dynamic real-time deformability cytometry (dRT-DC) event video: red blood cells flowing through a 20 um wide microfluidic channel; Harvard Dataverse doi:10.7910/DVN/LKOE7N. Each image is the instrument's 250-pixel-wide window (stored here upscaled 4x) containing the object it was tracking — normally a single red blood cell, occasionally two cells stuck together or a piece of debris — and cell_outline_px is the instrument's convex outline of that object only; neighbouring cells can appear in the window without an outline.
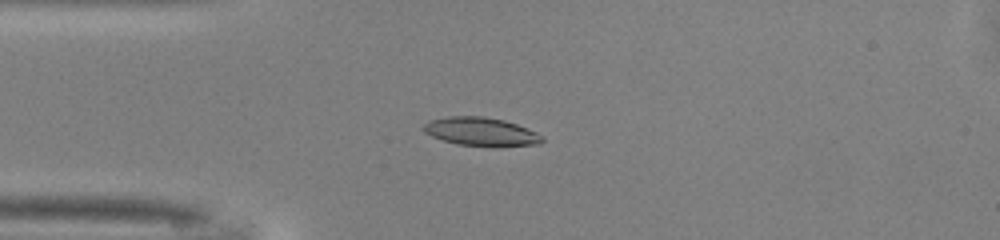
{"species": "common noctule bat (a hibernating species)", "species_latin": "Nyctalus noctula", "temperature_condition": "warm", "stored_images_in_passage": 48, "camera_frame_rate_fps": 3000, "um_per_image_px": 0.085, "animal": {"sex": "male", "body_mass_g": 13.0, "forearm_length_mm": 53.1}, "frame": {"image": 1, "passage_image": 11, "time_ms": 3.333, "image_size_px": [1000, 240], "cell_outline_px": [[544, 140], [540, 144], [492, 148], [456, 144], [432, 136], [424, 132], [424, 124], [428, 120], [448, 116], [484, 116], [504, 120], [528, 128], [544, 136]], "centroid_in_image_um": [40.93, 11.21], "position_along_channel_um": 44.1, "area_um2": 20.17}}
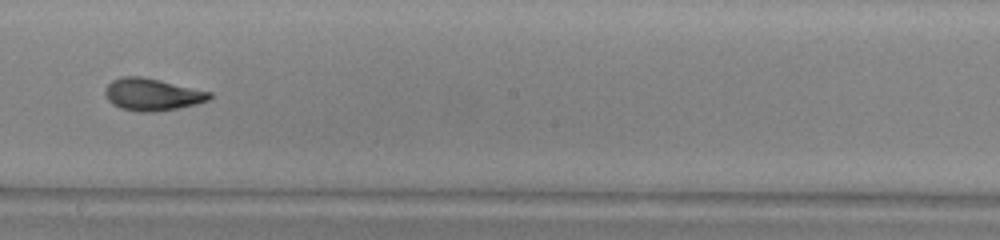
{"frame": {"image": 2, "passage_image": 26, "time_ms": 8.333, "image_size_px": [1000, 240], "cell_outline_px": [[212, 96], [208, 100], [196, 104], [156, 112], [140, 112], [120, 108], [112, 104], [108, 100], [104, 92], [104, 88], [112, 80], [120, 76], [140, 76], [160, 80], [212, 92]], "centroid_in_image_um": [12.91, 8.02], "position_along_channel_um": 235.3, "area_um2": 19.65}}
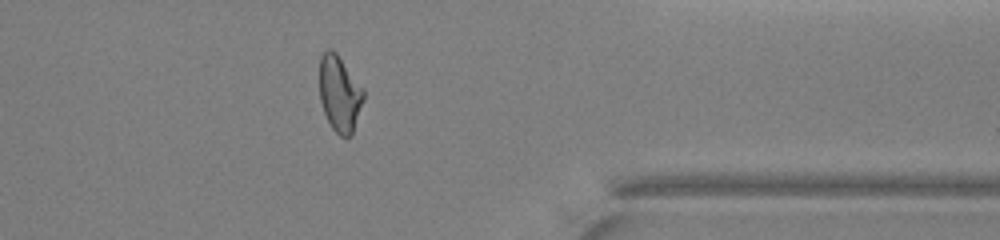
{"frame": {"image": 3, "passage_image": 38, "time_ms": 12.333, "image_size_px": [1000, 240], "cell_outline_px": [[364, 100], [352, 136], [340, 136], [332, 128], [324, 112], [320, 100], [320, 56], [328, 48], [332, 48], [336, 52], [364, 88]], "centroid_in_image_um": [28.88, 7.95], "position_along_channel_um": 382.5, "area_um2": 19.65}, "authors_computed_cell_mechanics": {"area_um2": 19.3341, "velocity_mm_per_s": 4.1264, "shape_relaxation_time_tau1_ms": 5.8103, "shape_relaxation_time_tau2_ms": 1.8232, "deformation_change_tau1": 0.2143, "deformation_change_tau2": 0.0761}}